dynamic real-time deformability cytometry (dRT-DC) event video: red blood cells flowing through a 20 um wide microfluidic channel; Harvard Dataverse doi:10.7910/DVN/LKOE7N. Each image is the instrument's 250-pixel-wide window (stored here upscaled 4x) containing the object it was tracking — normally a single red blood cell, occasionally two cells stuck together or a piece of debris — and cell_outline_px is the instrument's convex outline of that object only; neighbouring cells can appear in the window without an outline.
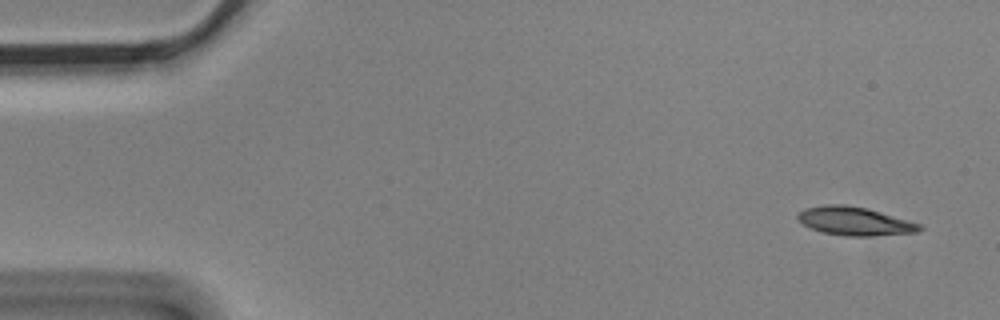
{"species": "Egyptian fruit bat (a non-hibernating species)", "species_latin": "Rousettus aegyptiacus", "temperature_condition": "cold", "stored_images_in_passage": 5, "camera_frame_rate_fps": 3000, "um_per_image_px": 0.085, "animal": {"sex": "male"}, "frame": {"image": 1, "passage_image": 1, "time_ms": 0.0, "image_size_px": [1000, 320], "cell_outline_px": [[924, 228], [920, 232], [868, 236], [844, 236], [824, 232], [812, 228], [804, 224], [796, 216], [804, 208], [824, 204], [844, 204], [864, 208], [880, 212], [924, 224]], "centroid_in_image_um": [72.71, 18.8], "position_along_channel_um": 12.3, "area_um2": 20.17}}
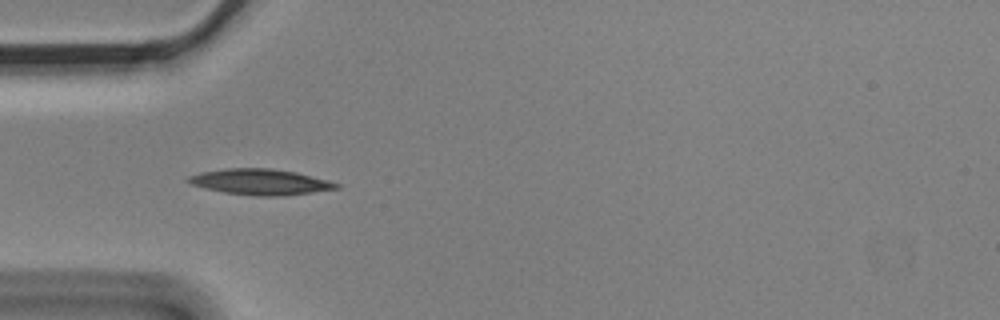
{"frame": {"image": 2, "passage_image": 4, "time_ms": 1.0, "image_size_px": [1000, 320], "cell_outline_px": [[340, 188], [312, 192], [280, 196], [256, 196], [224, 192], [204, 188], [192, 184], [184, 180], [188, 176], [200, 172], [224, 168], [272, 168], [296, 172], [340, 184]], "centroid_in_image_um": [22.07, 15.45], "position_along_channel_um": 62.9, "area_um2": 22.2}}
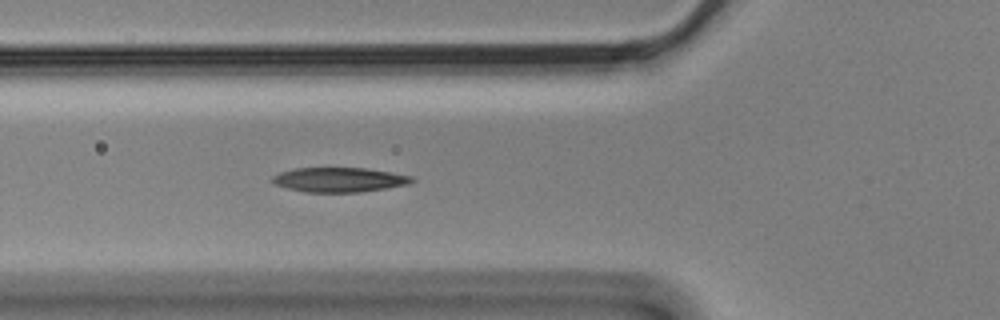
{"frame": {"image": 3, "passage_image": 5, "time_ms": 1.333, "image_size_px": [1000, 320], "cell_outline_px": [[416, 180], [408, 184], [388, 188], [360, 192], [304, 192], [288, 188], [276, 184], [272, 180], [272, 176], [280, 172], [296, 168], [364, 168], [412, 176]], "centroid_in_image_um": [28.85, 15.28], "position_along_channel_um": 97.0, "area_um2": 19.83}}